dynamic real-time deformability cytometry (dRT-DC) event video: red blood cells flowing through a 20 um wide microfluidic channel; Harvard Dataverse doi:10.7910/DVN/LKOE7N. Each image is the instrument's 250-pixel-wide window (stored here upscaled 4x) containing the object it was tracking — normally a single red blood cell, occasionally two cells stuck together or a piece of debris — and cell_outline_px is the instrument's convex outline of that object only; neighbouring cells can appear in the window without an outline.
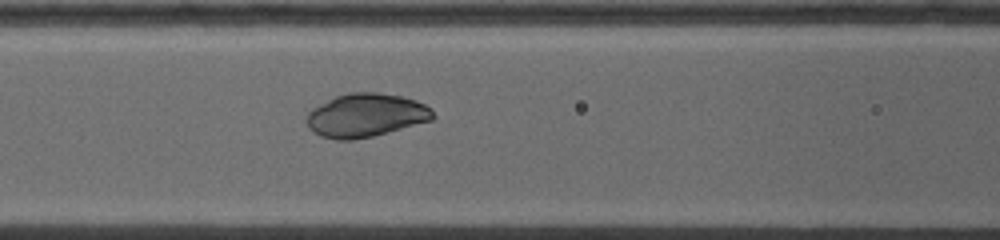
{"species": "common noctule bat (a hibernating species)", "species_latin": "Nyctalus noctula", "temperature_condition": "warm", "stored_images_in_passage": 48, "camera_frame_rate_fps": 5000, "um_per_image_px": 0.085, "animal": {"sex": "female", "body_mass_g": 19.0, "forearm_length_mm": 53.3}, "frame": {"image": 1, "passage_image": 19, "time_ms": 4.4, "image_size_px": [1000, 240], "cell_outline_px": [[436, 116], [432, 120], [372, 136], [352, 140], [336, 140], [320, 136], [308, 128], [304, 120], [308, 112], [312, 108], [336, 96], [348, 92], [376, 92], [400, 96], [416, 100], [432, 108]], "centroid_in_image_um": [31.07, 9.8], "position_along_channel_um": 135.5, "area_um2": 32.14}}
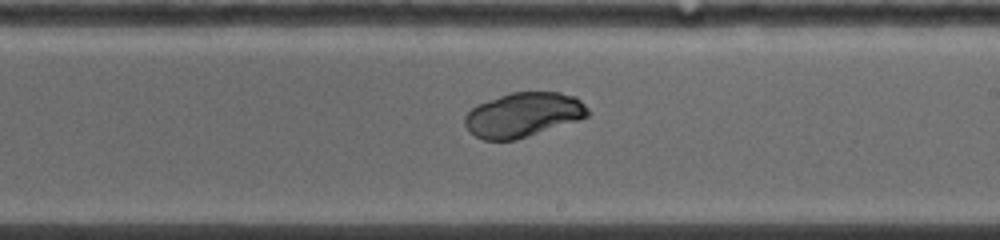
{"frame": {"image": 2, "passage_image": 31, "time_ms": 7.2, "image_size_px": [1000, 240], "cell_outline_px": [[592, 112], [588, 116], [516, 140], [484, 140], [476, 136], [464, 124], [464, 116], [476, 104], [512, 92], [560, 92], [576, 96]], "centroid_in_image_um": [44.48, 9.74], "position_along_channel_um": 244.5, "area_um2": 31.67}}
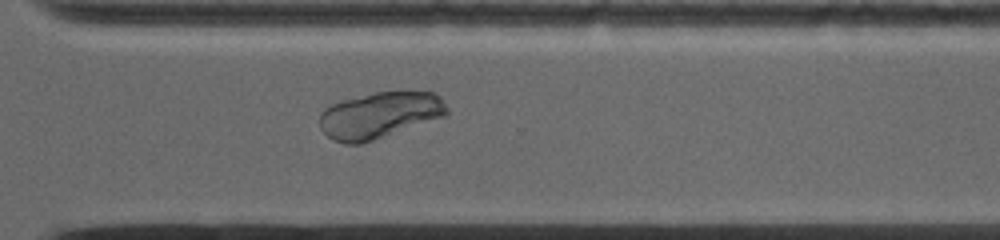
{"frame": {"image": 3, "passage_image": 42, "time_ms": 9.6, "image_size_px": [1000, 240], "cell_outline_px": [[448, 112], [444, 116], [360, 144], [344, 144], [332, 140], [320, 128], [320, 112], [324, 108], [340, 100], [376, 92], [436, 92], [444, 100], [448, 108]], "centroid_in_image_um": [32.24, 9.78], "position_along_channel_um": 338.4, "area_um2": 34.16}}